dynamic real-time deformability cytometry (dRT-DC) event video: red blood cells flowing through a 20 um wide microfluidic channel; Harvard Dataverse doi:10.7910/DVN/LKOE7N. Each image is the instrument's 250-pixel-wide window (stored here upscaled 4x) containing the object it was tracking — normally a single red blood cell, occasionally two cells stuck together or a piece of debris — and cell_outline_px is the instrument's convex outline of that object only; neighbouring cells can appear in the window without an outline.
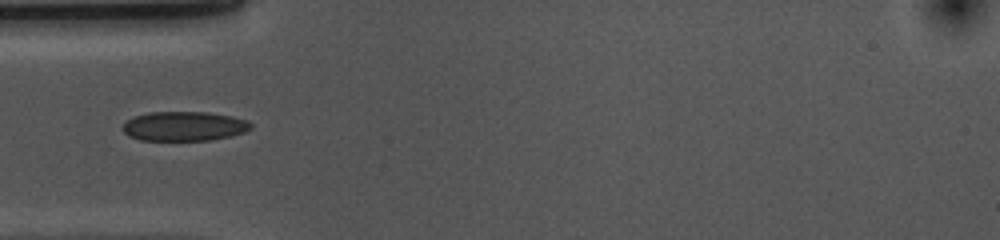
{"species": "common noctule bat (a hibernating species)", "species_latin": "Nyctalus noctula", "temperature_condition": "cold", "stored_images_in_passage": 39, "camera_frame_rate_fps": 3000, "um_per_image_px": 0.085, "animal": {"sex": "female", "body_mass_g": 10.0, "forearm_length_mm": 53.1}, "frame": {"image": 1, "passage_image": 1, "time_ms": 0.0, "image_size_px": [1000, 240], "cell_outline_px": [[252, 128], [244, 132], [232, 136], [208, 140], [140, 140], [128, 136], [120, 128], [132, 116], [148, 112], [208, 112], [232, 116], [248, 120], [252, 124]], "centroid_in_image_um": [15.64, 10.72], "position_along_channel_um": 69.4, "area_um2": 22.2}}
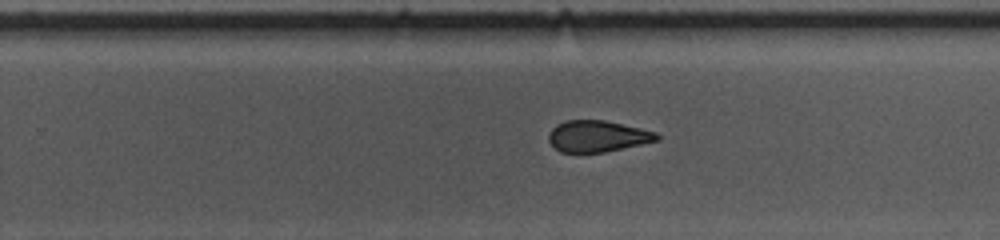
{"frame": {"image": 2, "passage_image": 18, "time_ms": 5.667, "image_size_px": [1000, 240], "cell_outline_px": [[660, 140], [604, 152], [560, 152], [548, 140], [548, 132], [556, 124], [564, 120], [604, 120], [640, 128], [656, 132], [660, 136]], "centroid_in_image_um": [50.77, 11.57], "position_along_channel_um": 279.0, "area_um2": 19.77}}
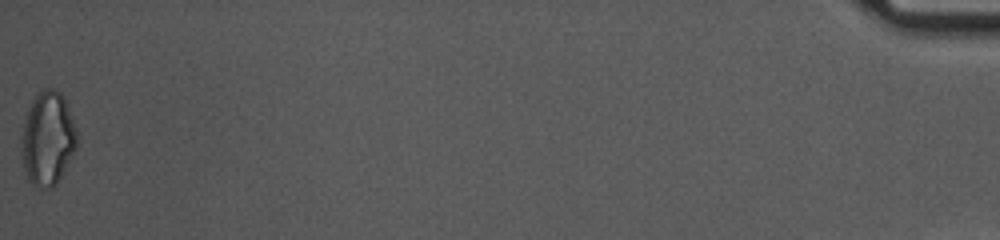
{"frame": {"image": 3, "passage_image": 39, "time_ms": 12.667, "image_size_px": [1000, 240], "cell_outline_px": [[76, 148], [72, 156], [56, 184], [52, 188], [40, 188], [32, 184], [28, 180], [24, 168], [20, 148], [20, 136], [24, 120], [28, 108], [36, 92], [44, 88], [56, 88], [60, 92], [68, 108], [76, 128]], "centroid_in_image_um": [4.01, 11.76], "position_along_channel_um": 431.2, "area_um2": 30.52}}